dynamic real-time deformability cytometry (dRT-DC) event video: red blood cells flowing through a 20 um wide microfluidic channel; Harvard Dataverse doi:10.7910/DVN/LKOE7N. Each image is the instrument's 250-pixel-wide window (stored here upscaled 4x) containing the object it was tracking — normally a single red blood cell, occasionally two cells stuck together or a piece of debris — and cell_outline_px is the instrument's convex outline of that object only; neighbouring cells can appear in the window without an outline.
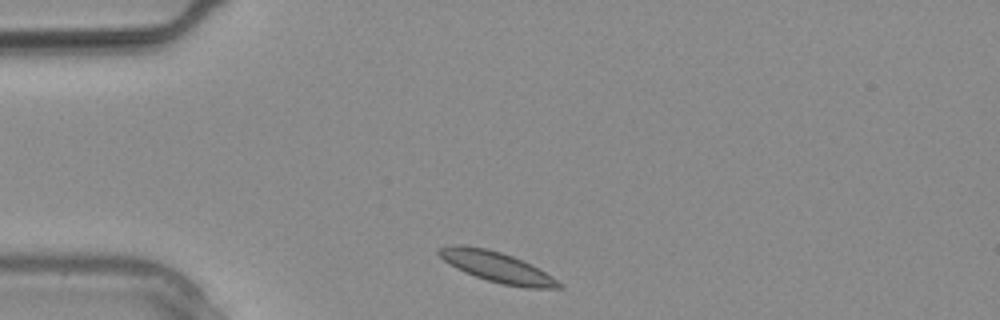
{"species": "common noctule bat (a hibernating species)", "species_latin": "Nyctalus noctula", "temperature_condition": "warm", "stored_images_in_passage": 8, "camera_frame_rate_fps": 3000, "um_per_image_px": 0.085, "animal": {"sex": "male", "body_mass_g": 20.4}, "frame": {"image": 1, "passage_image": 1, "time_ms": 0.0, "image_size_px": [1000, 320], "cell_outline_px": [[564, 288], [524, 288], [504, 284], [488, 280], [464, 272], [456, 268], [444, 260], [436, 252], [436, 248], [452, 244], [460, 244], [484, 248], [500, 252], [512, 256], [532, 264], [552, 276], [564, 284]], "centroid_in_image_um": [42.25, 22.69], "position_along_channel_um": 42.8, "area_um2": 21.33}}